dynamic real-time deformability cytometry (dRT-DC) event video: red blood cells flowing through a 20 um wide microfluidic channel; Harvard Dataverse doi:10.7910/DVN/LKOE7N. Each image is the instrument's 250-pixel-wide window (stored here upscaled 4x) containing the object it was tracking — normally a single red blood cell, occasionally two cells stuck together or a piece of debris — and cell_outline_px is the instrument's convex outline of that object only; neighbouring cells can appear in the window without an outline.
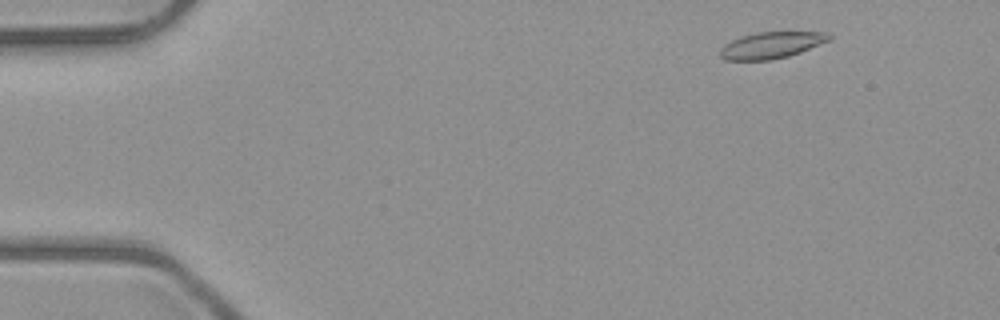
{"species": "common noctule bat (a hibernating species)", "species_latin": "Nyctalus noctula", "temperature_condition": "room temperature", "stored_images_in_passage": 6, "camera_frame_rate_fps": 3000, "um_per_image_px": 0.085, "animal": {"sex": "male", "body_mass_g": 23.1, "forearm_length_mm": 52.7}, "frame": {"image": 1, "passage_image": 1, "time_ms": 0.0, "image_size_px": [1000, 320], "cell_outline_px": [[832, 40], [800, 52], [788, 56], [772, 60], [724, 60], [720, 56], [720, 48], [724, 44], [740, 36], [756, 32], [828, 32], [832, 36]], "centroid_in_image_um": [65.57, 3.83], "position_along_channel_um": 19.4, "area_um2": 16.99}}
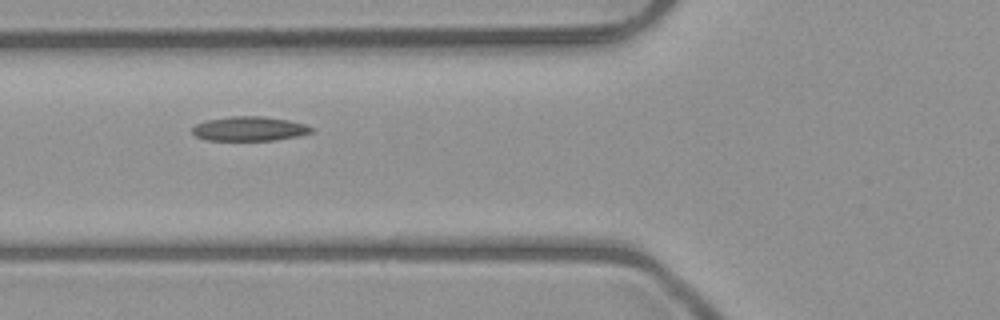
{"frame": {"image": 2, "passage_image": 5, "time_ms": 4.667, "image_size_px": [1000, 320], "cell_outline_px": [[316, 128], [312, 132], [296, 136], [272, 140], [208, 140], [196, 136], [192, 132], [192, 128], [196, 124], [208, 120], [228, 116], [264, 116], [288, 120], [304, 124]], "centroid_in_image_um": [21.21, 10.93], "position_along_channel_um": 104.6, "area_um2": 16.82}}
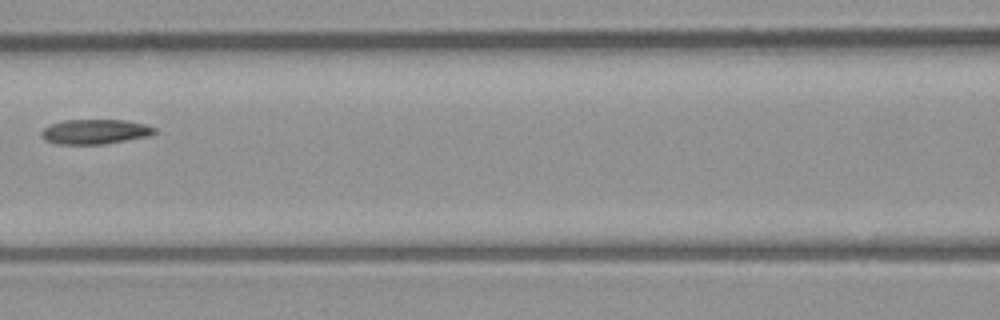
{"frame": {"image": 3, "passage_image": 6, "time_ms": 6.0, "image_size_px": [1000, 320], "cell_outline_px": [[156, 132], [152, 136], [104, 144], [56, 144], [44, 140], [40, 136], [40, 132], [48, 124], [64, 120], [124, 120], [144, 124], [156, 128]], "centroid_in_image_um": [8.05, 11.2], "position_along_channel_um": 158.5, "area_um2": 16.59}}